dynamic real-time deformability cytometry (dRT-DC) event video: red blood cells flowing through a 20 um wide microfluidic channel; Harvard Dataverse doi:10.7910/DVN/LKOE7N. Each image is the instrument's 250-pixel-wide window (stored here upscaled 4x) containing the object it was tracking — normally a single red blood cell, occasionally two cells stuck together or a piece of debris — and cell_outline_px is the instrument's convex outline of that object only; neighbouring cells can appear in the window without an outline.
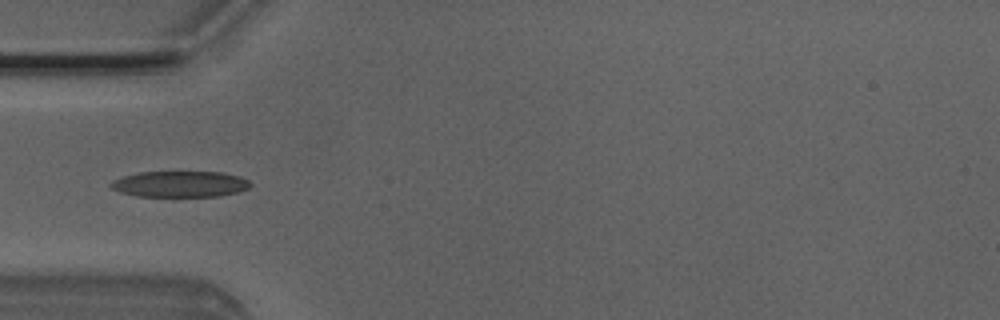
{"species": "Egyptian fruit bat (a non-hibernating species)", "species_latin": "Rousettus aegyptiacus", "temperature_condition": "room temperature", "stored_images_in_passage": 4, "camera_frame_rate_fps": 3000, "um_per_image_px": 0.085, "animal": {"sex": "male"}, "frame": {"image": 1, "passage_image": 4, "time_ms": 1.0, "image_size_px": [1000, 320], "cell_outline_px": [[252, 184], [248, 188], [236, 192], [220, 196], [136, 196], [120, 192], [112, 188], [108, 184], [112, 180], [124, 176], [140, 172], [224, 172], [240, 176], [248, 180]], "centroid_in_image_um": [15.3, 15.64], "position_along_channel_um": 69.7, "area_um2": 21.15}}